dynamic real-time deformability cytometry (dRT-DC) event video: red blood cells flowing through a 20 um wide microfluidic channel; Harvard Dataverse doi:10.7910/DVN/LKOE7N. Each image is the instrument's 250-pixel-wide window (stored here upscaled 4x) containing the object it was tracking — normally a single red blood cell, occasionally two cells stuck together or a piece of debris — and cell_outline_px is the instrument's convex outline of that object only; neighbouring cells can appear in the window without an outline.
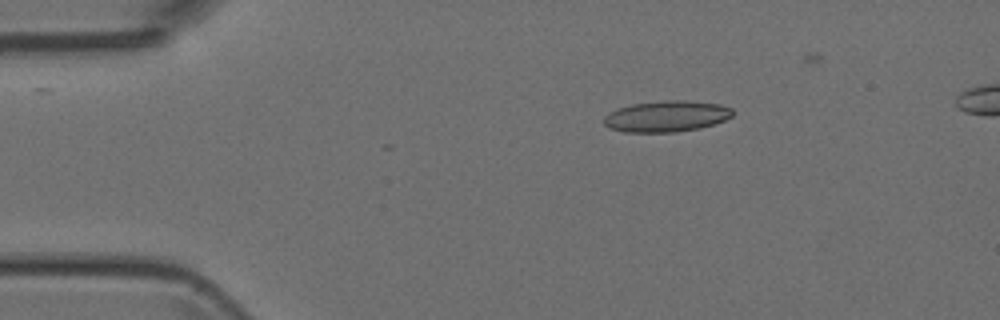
{"species": "Egyptian fruit bat (a non-hibernating species)", "species_latin": "Rousettus aegyptiacus", "temperature_condition": "room temperature", "stored_images_in_passage": 5, "segment_of_instrument_passage": [1, 2], "camera_frame_rate_fps": 3000, "um_per_image_px": 0.085, "animal": {"sex": "female"}, "frame": {"image": 1, "passage_image": 3, "time_ms": 2.333, "image_size_px": [1000, 320], "cell_outline_px": [[732, 116], [724, 120], [700, 128], [676, 132], [624, 132], [608, 128], [604, 124], [604, 116], [608, 112], [632, 104], [668, 100], [684, 100], [720, 104], [732, 108]], "centroid_in_image_um": [56.63, 9.89], "position_along_channel_um": 28.4, "area_um2": 23.29}}